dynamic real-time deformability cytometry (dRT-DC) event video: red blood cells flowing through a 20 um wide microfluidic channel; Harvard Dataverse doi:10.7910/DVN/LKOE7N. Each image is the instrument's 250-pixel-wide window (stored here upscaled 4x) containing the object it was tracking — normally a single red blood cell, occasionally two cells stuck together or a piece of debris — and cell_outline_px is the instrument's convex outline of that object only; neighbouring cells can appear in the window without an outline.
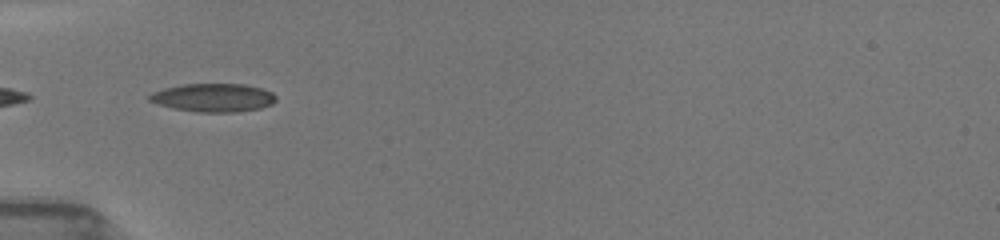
{"species": "common noctule bat (a hibernating species)", "species_latin": "Nyctalus noctula", "temperature_condition": "room temperature", "stored_images_in_passage": 20, "camera_frame_rate_fps": 3000, "um_per_image_px": 0.085, "animal": {"sex": "female", "body_mass_g": 19.5, "forearm_length_mm": 54.1}, "frame": {"image": 1, "passage_image": 2, "time_ms": 0.333, "image_size_px": [1000, 240], "cell_outline_px": [[276, 100], [272, 104], [260, 108], [236, 112], [196, 112], [172, 108], [148, 100], [148, 96], [152, 92], [164, 88], [180, 84], [244, 84], [260, 88], [272, 92], [276, 96]], "centroid_in_image_um": [18.12, 8.3], "position_along_channel_um": 66.9, "area_um2": 20.92}}
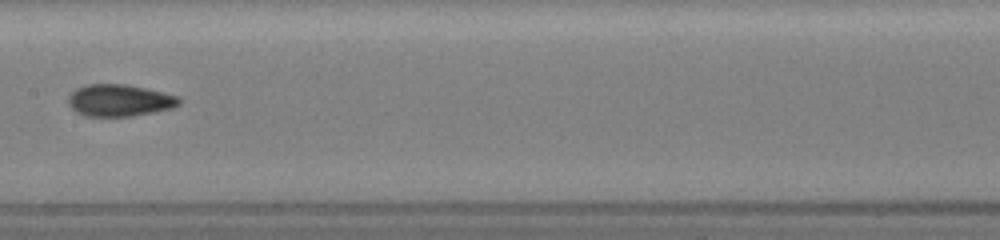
{"frame": {"image": 2, "passage_image": 10, "time_ms": 3.667, "image_size_px": [1000, 240], "cell_outline_px": [[180, 104], [172, 108], [132, 116], [84, 116], [76, 112], [68, 104], [68, 96], [76, 88], [88, 84], [128, 84], [180, 96]], "centroid_in_image_um": [10.15, 8.53], "position_along_channel_um": 197.3, "area_um2": 20.69}}
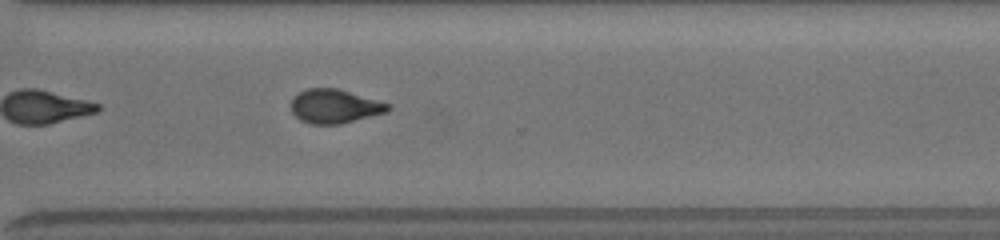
{"frame": {"image": 3, "passage_image": 20, "time_ms": 7.333, "image_size_px": [1000, 240], "cell_outline_px": [[392, 108], [388, 112], [340, 124], [312, 124], [300, 120], [292, 112], [292, 100], [300, 92], [308, 88], [336, 88], [388, 104]], "centroid_in_image_um": [28.44, 9.05], "position_along_channel_um": 342.2, "area_um2": 18.79}}